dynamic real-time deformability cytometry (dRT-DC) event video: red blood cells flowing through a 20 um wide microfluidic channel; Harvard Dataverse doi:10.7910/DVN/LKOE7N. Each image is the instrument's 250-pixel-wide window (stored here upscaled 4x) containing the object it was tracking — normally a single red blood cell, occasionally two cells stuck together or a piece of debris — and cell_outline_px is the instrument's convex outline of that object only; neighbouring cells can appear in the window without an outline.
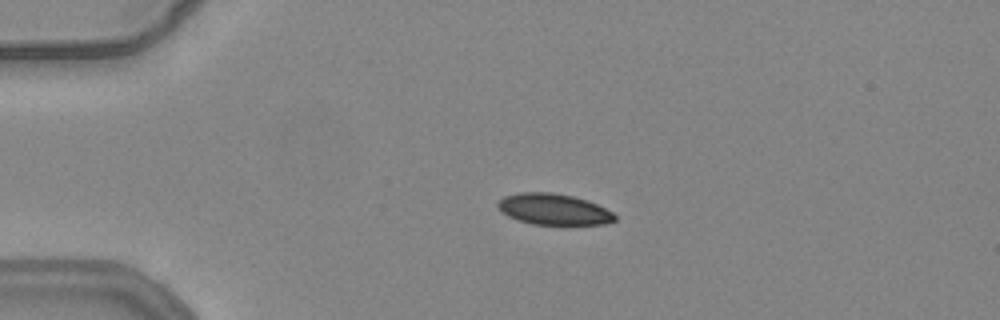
{"species": "common noctule bat (a hibernating species)", "species_latin": "Nyctalus noctula", "temperature_condition": "warm", "stored_images_in_passage": 4, "camera_frame_rate_fps": 3000, "um_per_image_px": 0.085, "animal": {"sex": "female", "body_mass_g": 24.6, "forearm_length_mm": 56.2}, "frame": {"image": 1, "passage_image": 1, "time_ms": 0.0, "image_size_px": [1000, 320], "cell_outline_px": [[616, 220], [608, 224], [532, 224], [508, 216], [500, 212], [496, 204], [504, 196], [520, 192], [552, 192], [572, 196], [588, 200], [612, 212], [616, 216]], "centroid_in_image_um": [47.05, 17.78], "position_along_channel_um": 38.0, "area_um2": 21.15}}